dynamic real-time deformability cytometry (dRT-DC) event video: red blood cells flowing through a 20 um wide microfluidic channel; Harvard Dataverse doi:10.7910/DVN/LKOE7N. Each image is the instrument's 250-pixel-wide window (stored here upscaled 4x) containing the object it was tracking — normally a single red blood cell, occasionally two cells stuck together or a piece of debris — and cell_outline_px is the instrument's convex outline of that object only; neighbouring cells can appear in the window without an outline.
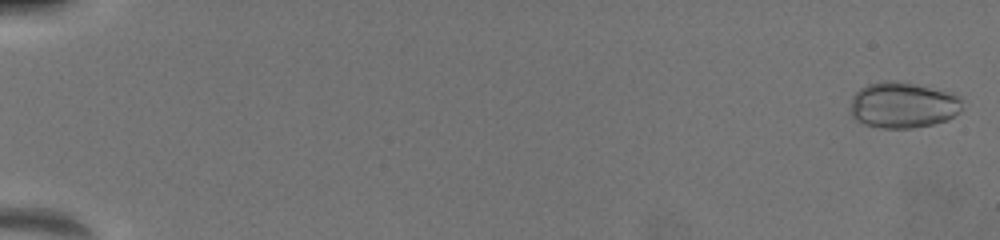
{"species": "common noctule bat (a hibernating species)", "species_latin": "Nyctalus noctula", "temperature_condition": "warm", "stored_images_in_passage": 35, "camera_frame_rate_fps": 3000, "um_per_image_px": 0.085, "animal": {"sex": "female", "body_mass_g": 19.5, "forearm_length_mm": 54.1}, "frame": {"image": 1, "passage_image": 2, "time_ms": 0.333, "image_size_px": [1000, 240], "cell_outline_px": [[960, 108], [948, 120], [932, 124], [912, 128], [880, 128], [864, 124], [856, 120], [852, 116], [852, 96], [860, 88], [868, 84], [912, 84], [952, 92], [960, 96]], "centroid_in_image_um": [76.75, 8.98], "position_along_channel_um": 8.2, "area_um2": 28.96}}
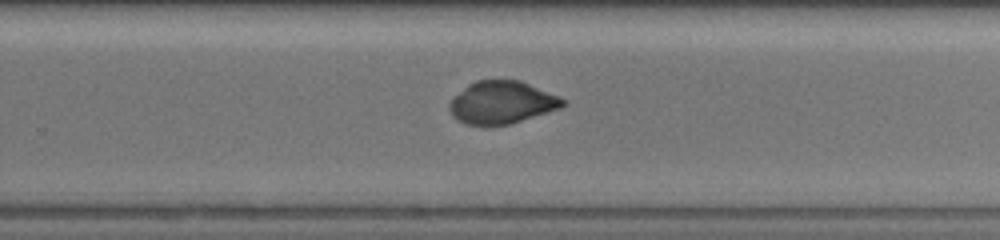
{"frame": {"image": 2, "passage_image": 23, "time_ms": 12.333, "image_size_px": [1000, 240], "cell_outline_px": [[564, 104], [560, 108], [508, 124], [464, 124], [456, 120], [452, 116], [448, 108], [452, 100], [468, 84], [476, 80], [520, 80], [556, 96], [564, 100]], "centroid_in_image_um": [42.6, 8.7], "position_along_channel_um": 287.2, "area_um2": 27.4}}
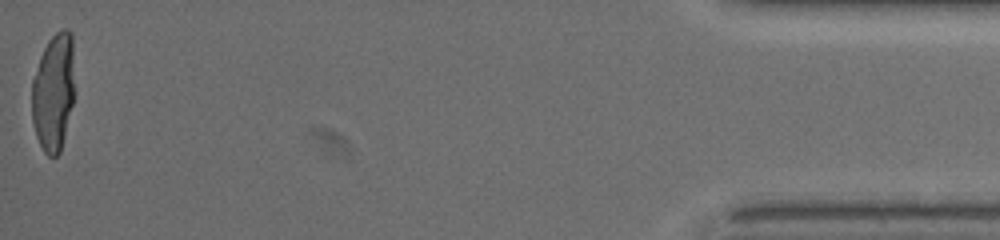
{"frame": {"image": 3, "passage_image": 35, "time_ms": 18.0, "image_size_px": [1000, 240], "cell_outline_px": [[76, 92], [60, 152], [56, 156], [48, 156], [44, 152], [36, 136], [32, 120], [32, 80], [40, 56], [48, 40], [60, 28], [68, 28], [72, 32]], "centroid_in_image_um": [4.58, 7.78], "position_along_channel_um": 430.6, "area_um2": 30.11}, "authors_computed_cell_mechanics": {"area_um2": 28.7844, "velocity_mm_per_s": 3.9961, "shape_relaxation_time_tau1_ms": 3.7594, "shape_relaxation_time_tau2_ms": null, "deformation_change_tau1": 0.1, "deformation_change_tau2": null}}